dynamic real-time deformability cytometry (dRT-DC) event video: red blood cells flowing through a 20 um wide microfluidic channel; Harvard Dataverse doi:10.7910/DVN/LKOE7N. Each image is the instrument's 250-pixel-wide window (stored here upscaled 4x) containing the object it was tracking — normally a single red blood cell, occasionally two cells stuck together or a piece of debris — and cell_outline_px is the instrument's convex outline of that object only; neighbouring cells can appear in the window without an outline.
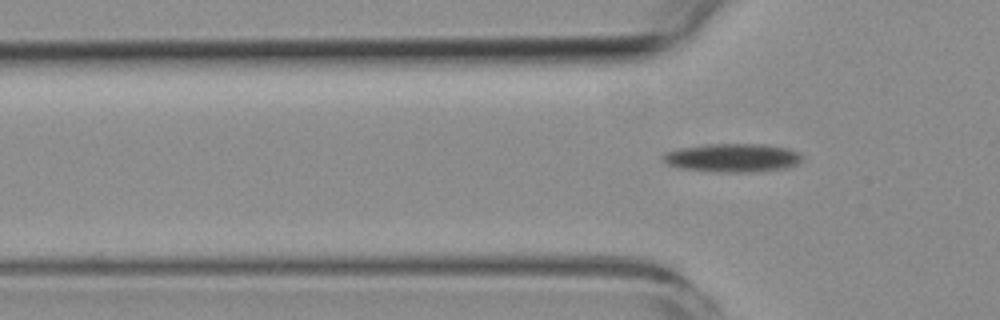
{"species": "common noctule bat (a hibernating species)", "species_latin": "Nyctalus noctula", "temperature_condition": "room temperature", "stored_images_in_passage": 5, "camera_frame_rate_fps": 3000, "um_per_image_px": 0.085, "animal": {"sex": "female", "body_mass_g": 19.3, "forearm_length_mm": 54.1}, "frame": {"image": 1, "passage_image": 5, "time_ms": 5.333, "image_size_px": [1000, 320], "cell_outline_px": [[804, 156], [796, 164], [788, 168], [748, 172], [716, 172], [680, 168], [668, 164], [660, 156], [664, 152], [680, 148], [704, 144], [764, 144], [788, 148], [800, 152]], "centroid_in_image_um": [62.27, 13.4], "position_along_channel_um": 63.5, "area_um2": 23.29}}